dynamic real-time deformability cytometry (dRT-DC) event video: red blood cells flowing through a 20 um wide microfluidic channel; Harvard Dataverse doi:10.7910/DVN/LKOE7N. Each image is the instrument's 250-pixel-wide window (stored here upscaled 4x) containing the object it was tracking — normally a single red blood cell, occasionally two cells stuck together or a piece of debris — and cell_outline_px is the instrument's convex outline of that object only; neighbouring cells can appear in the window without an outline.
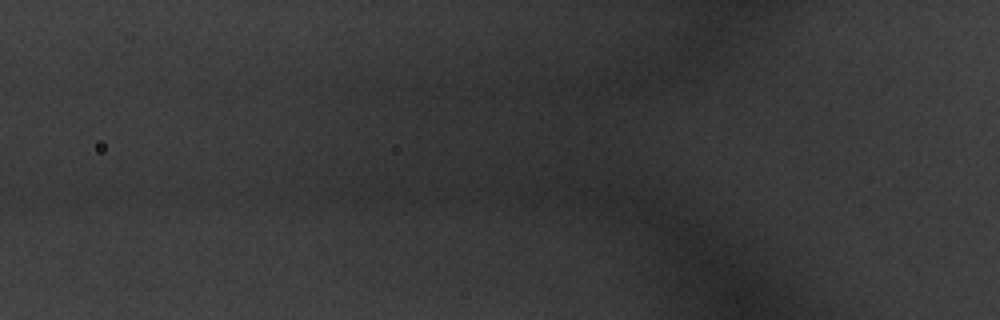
{"species": "common noctule bat (a hibernating species)", "species_latin": "Nyctalus noctula", "temperature_condition": "warm", "stored_images_in_passage": 3, "camera_frame_rate_fps": 3000, "um_per_image_px": 0.085, "animal": {"sex": "male", "body_mass_g": 20.1, "forearm_length_mm": 53.5}, "frame": {"image": 1, "passage_image": 2, "time_ms": 0.333, "image_size_px": [1000, 320], "cell_outline_px": [[384, 184], [380, 188], [344, 184], [328, 180], [320, 176], [316, 164], [372, 156], [384, 176]], "centroid_in_image_um": [30.03, 14.64], "position_along_channel_um": 95.8, "area_um2": 10.87}}